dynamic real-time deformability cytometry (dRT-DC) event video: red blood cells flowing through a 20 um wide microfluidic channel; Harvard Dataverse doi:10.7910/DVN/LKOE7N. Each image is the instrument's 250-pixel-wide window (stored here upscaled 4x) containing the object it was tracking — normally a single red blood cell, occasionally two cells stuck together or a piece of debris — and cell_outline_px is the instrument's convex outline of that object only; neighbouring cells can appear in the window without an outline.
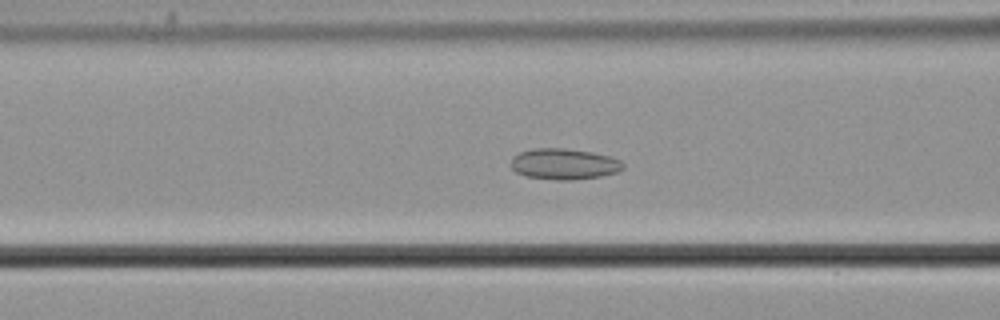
{"species": "common noctule bat (a hibernating species)", "species_latin": "Nyctalus noctula", "temperature_condition": "cold", "stored_images_in_passage": 53, "camera_frame_rate_fps": 3000, "um_per_image_px": 0.085, "animal": {"sex": "male", "body_mass_g": 21.5, "forearm_length_mm": 52.0}, "frame": {"image": 1, "passage_image": 20, "time_ms": 6.333, "image_size_px": [1000, 320], "cell_outline_px": [[624, 168], [616, 172], [600, 176], [572, 180], [556, 180], [524, 176], [516, 172], [512, 168], [512, 156], [520, 152], [532, 148], [564, 148], [592, 152], [608, 156], [620, 160], [624, 164]], "centroid_in_image_um": [47.92, 13.94], "position_along_channel_um": 118.7, "area_um2": 20.23}}
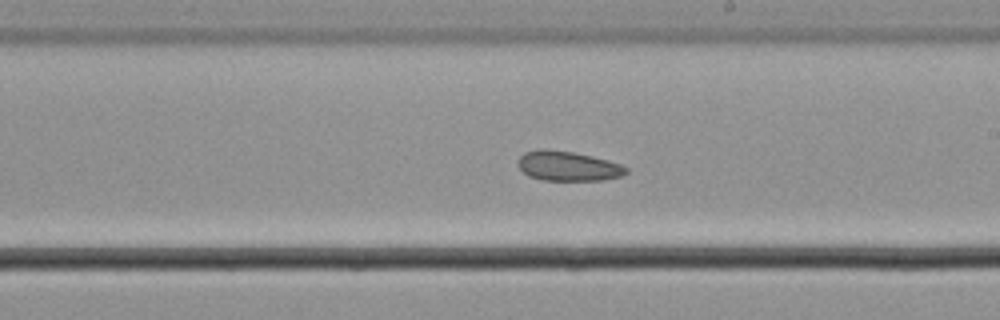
{"frame": {"image": 2, "passage_image": 30, "time_ms": 9.667, "image_size_px": [1000, 320], "cell_outline_px": [[628, 172], [620, 176], [600, 180], [544, 180], [528, 176], [520, 168], [516, 160], [524, 152], [540, 148], [544, 148], [572, 152], [592, 156], [608, 160], [620, 164], [628, 168]], "centroid_in_image_um": [48.24, 14.1], "position_along_channel_um": 240.8, "area_um2": 18.73}}
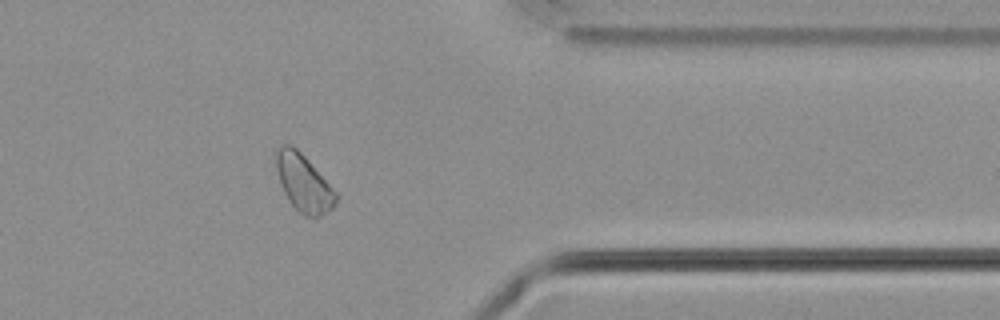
{"frame": {"image": 3, "passage_image": 43, "time_ms": 14.0, "image_size_px": [1000, 320], "cell_outline_px": [[340, 196], [332, 208], [320, 216], [312, 220], [304, 216], [288, 200], [280, 184], [276, 168], [276, 152], [280, 144], [288, 144], [296, 148], [308, 160]], "centroid_in_image_um": [25.82, 15.58], "position_along_channel_um": 385.6, "area_um2": 19.94}}